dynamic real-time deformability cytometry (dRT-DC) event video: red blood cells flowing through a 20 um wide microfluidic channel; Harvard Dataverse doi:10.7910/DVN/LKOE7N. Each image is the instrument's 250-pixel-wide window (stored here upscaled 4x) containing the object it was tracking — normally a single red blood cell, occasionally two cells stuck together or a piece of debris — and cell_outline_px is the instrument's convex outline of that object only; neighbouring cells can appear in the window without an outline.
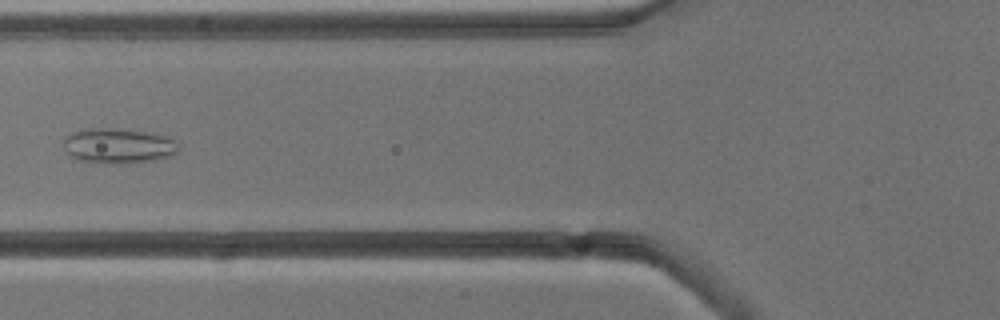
{"species": "common noctule bat (a hibernating species)", "species_latin": "Nyctalus noctula", "temperature_condition": "cold", "stored_images_in_passage": 6, "camera_frame_rate_fps": 3000, "um_per_image_px": 0.085, "animal": {"sex": "male", "body_mass_g": 13.3}, "frame": {"image": 1, "passage_image": 5, "time_ms": 4.333, "image_size_px": [1000, 320], "cell_outline_px": [[180, 148], [172, 156], [152, 160], [124, 164], [108, 164], [76, 160], [64, 148], [64, 136], [72, 132], [92, 128], [112, 128], [144, 132], [168, 136], [180, 144]], "centroid_in_image_um": [10.07, 12.41], "position_along_channel_um": 115.7, "area_um2": 23.7}}